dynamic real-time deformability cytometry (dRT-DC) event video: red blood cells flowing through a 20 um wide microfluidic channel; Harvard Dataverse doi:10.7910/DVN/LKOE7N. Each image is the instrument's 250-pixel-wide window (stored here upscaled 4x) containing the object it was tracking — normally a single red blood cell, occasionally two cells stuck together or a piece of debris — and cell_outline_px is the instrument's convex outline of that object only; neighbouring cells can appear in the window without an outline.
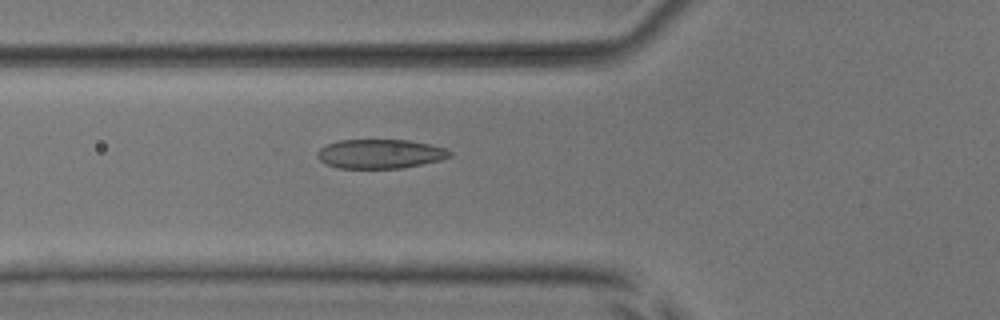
{"species": "common noctule bat (a hibernating species)", "species_latin": "Nyctalus noctula", "temperature_condition": "room temperature", "stored_images_in_passage": 50, "camera_frame_rate_fps": 3000, "um_per_image_px": 0.085, "animal": {"sex": "male", "body_mass_g": 17.9, "forearm_length_mm": 54.2}, "frame": {"image": 1, "passage_image": 17, "time_ms": 5.333, "image_size_px": [1000, 320], "cell_outline_px": [[452, 156], [440, 160], [400, 168], [340, 168], [328, 164], [320, 160], [316, 156], [316, 152], [320, 148], [328, 144], [340, 140], [408, 140], [432, 144], [448, 148], [452, 152]], "centroid_in_image_um": [32.35, 13.07], "position_along_channel_um": 93.5, "area_um2": 22.54}}
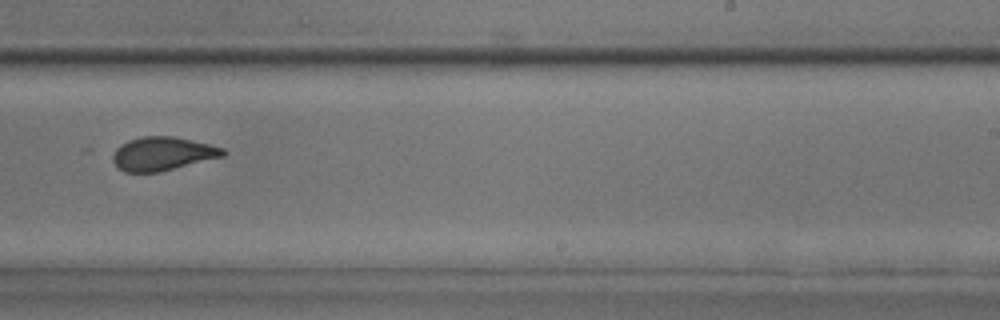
{"frame": {"image": 2, "passage_image": 31, "time_ms": 10.0, "image_size_px": [1000, 320], "cell_outline_px": [[228, 152], [224, 156], [160, 172], [124, 172], [116, 168], [112, 160], [112, 156], [116, 148], [120, 144], [128, 140], [144, 136], [172, 136], [192, 140], [224, 148]], "centroid_in_image_um": [13.79, 13.07], "position_along_channel_um": 275.2, "area_um2": 21.73}}
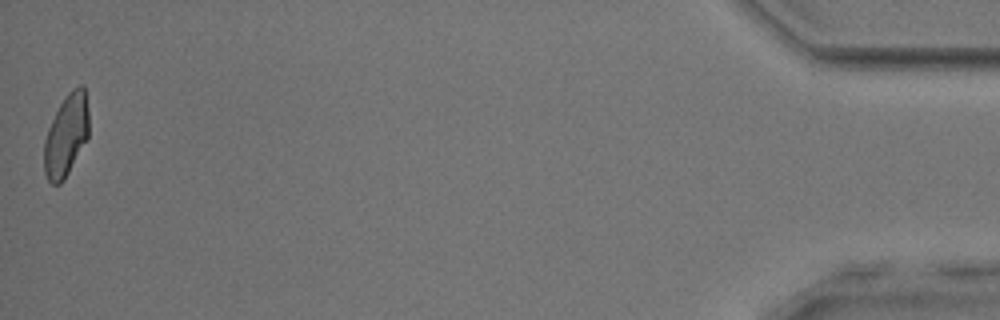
{"frame": {"image": 3, "passage_image": 50, "time_ms": 16.333, "image_size_px": [1000, 320], "cell_outline_px": [[88, 136], [64, 180], [60, 184], [52, 184], [48, 180], [44, 172], [44, 140], [48, 128], [60, 104], [68, 92], [72, 88], [80, 84], [84, 84], [88, 112]], "centroid_in_image_um": [5.62, 11.49], "position_along_channel_um": 429.6, "area_um2": 21.21}, "authors_computed_cell_mechanics": {"area_um2": 22.3108, "velocity_mm_per_s": 3.9016, "shape_relaxation_time_tau1_ms": 6.0024, "shape_relaxation_time_tau2_ms": 1.0978, "deformation_change_tau1": 0.1724, "deformation_change_tau2": 0.0555}}